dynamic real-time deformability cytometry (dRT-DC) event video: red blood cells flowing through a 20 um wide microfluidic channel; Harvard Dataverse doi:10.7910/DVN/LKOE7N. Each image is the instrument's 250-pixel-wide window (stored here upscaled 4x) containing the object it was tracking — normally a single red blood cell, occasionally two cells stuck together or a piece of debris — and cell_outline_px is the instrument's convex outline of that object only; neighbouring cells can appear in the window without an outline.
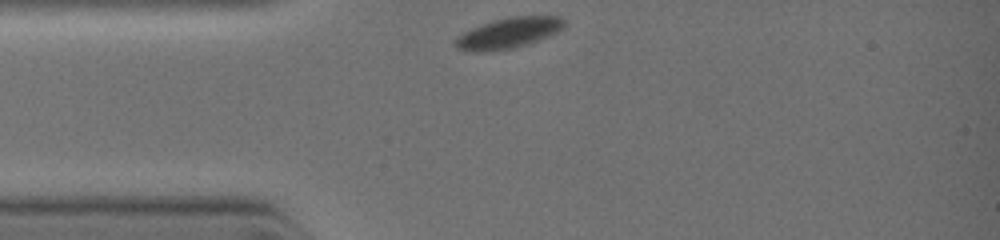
{"species": "common noctule bat (a hibernating species)", "species_latin": "Nyctalus noctula", "temperature_condition": "warm", "stored_images_in_passage": 11, "camera_frame_rate_fps": 3000, "um_per_image_px": 0.085, "animal": {"sex": "female", "body_mass_g": 19.0, "forearm_length_mm": 51.5}, "frame": {"image": 1, "passage_image": 1, "time_ms": 0.0, "image_size_px": [1000, 240], "cell_outline_px": [[564, 24], [556, 32], [536, 40], [512, 48], [492, 52], [476, 52], [456, 48], [456, 36], [472, 28], [508, 16], [560, 16], [564, 20]], "centroid_in_image_um": [43.18, 2.81], "position_along_channel_um": 41.8, "area_um2": 18.96}}